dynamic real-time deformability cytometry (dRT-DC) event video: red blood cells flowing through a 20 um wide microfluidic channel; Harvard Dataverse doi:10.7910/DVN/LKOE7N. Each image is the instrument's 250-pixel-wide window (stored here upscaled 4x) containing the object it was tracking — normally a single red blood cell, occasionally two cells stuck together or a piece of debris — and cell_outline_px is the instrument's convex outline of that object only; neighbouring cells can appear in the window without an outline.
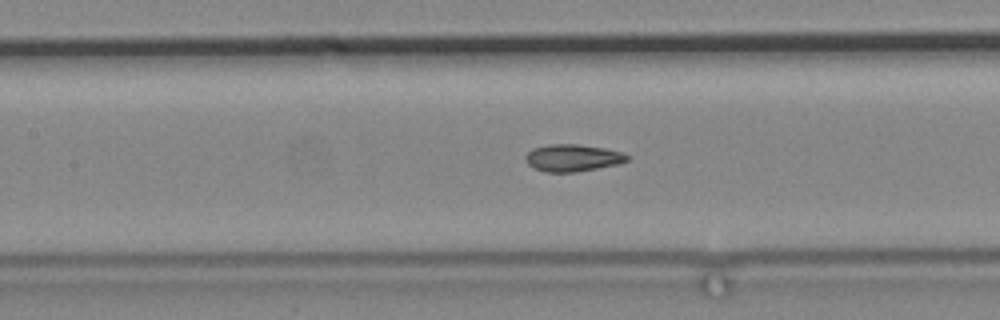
{"species": "common noctule bat (a hibernating species)", "species_latin": "Nyctalus noctula", "temperature_condition": "cold", "stored_images_in_passage": 53, "segment_of_instrument_passage": [2, 2], "camera_frame_rate_fps": 3000, "um_per_image_px": 0.085, "animal": {"sex": "male", "body_mass_g": 19.2, "forearm_length_mm": 51.8}, "frame": {"image": 1, "passage_image": 18, "time_ms": 5.667, "image_size_px": [1000, 320], "cell_outline_px": [[632, 156], [628, 160], [616, 164], [576, 172], [544, 172], [532, 168], [524, 160], [524, 156], [532, 148], [548, 144], [576, 144], [604, 148], [624, 152]], "centroid_in_image_um": [48.65, 13.41], "position_along_channel_um": 158.8, "area_um2": 16.24}}
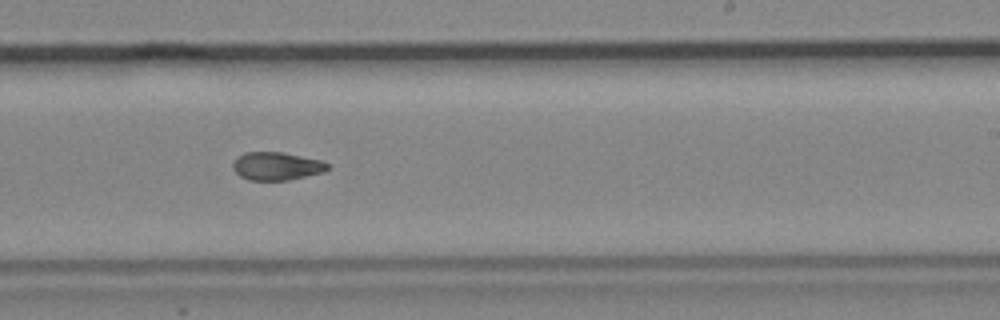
{"frame": {"image": 2, "passage_image": 28, "time_ms": 9.0, "image_size_px": [1000, 320], "cell_outline_px": [[328, 168], [324, 172], [288, 180], [248, 180], [240, 176], [232, 168], [232, 164], [236, 156], [244, 152], [280, 152], [320, 160], [328, 164]], "centroid_in_image_um": [23.46, 14.12], "position_along_channel_um": 265.5, "area_um2": 15.43}}
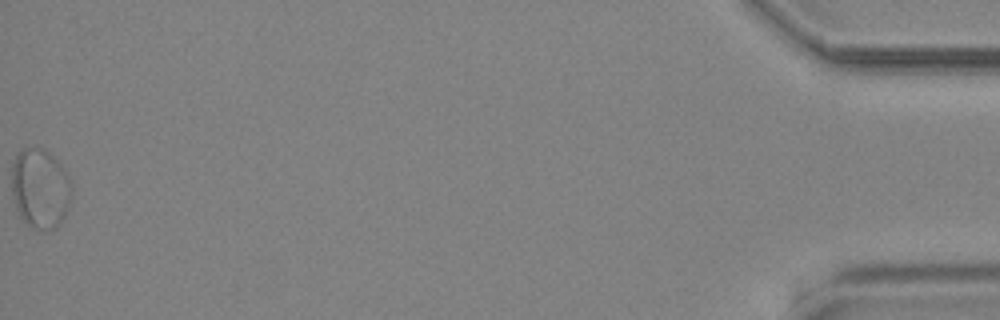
{"frame": {"image": 3, "passage_image": 53, "time_ms": 17.333, "image_size_px": [1000, 320], "cell_outline_px": [[72, 196], [68, 208], [64, 216], [56, 228], [32, 228], [16, 212], [12, 192], [12, 164], [16, 156], [24, 148], [44, 148], [60, 164], [68, 176], [72, 184]], "centroid_in_image_um": [3.42, 16.02], "position_along_channel_um": 431.8, "area_um2": 27.74}}